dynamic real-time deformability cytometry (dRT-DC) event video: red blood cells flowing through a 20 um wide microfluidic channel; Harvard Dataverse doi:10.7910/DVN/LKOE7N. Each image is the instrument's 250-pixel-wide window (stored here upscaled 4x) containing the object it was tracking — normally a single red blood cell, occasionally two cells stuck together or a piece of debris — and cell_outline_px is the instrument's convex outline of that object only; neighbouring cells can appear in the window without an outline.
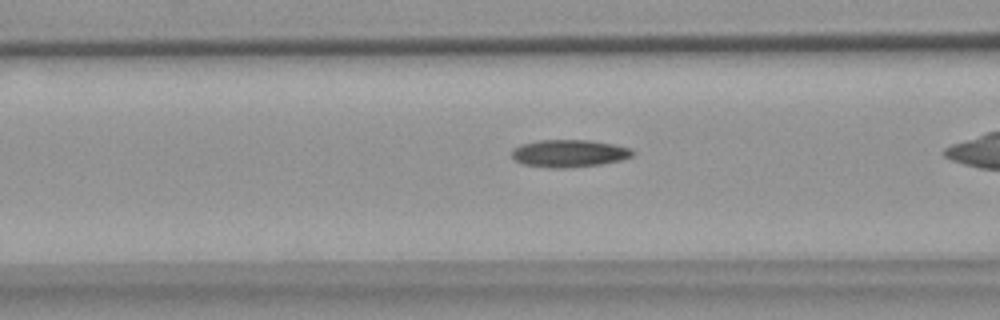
{"species": "common noctule bat (a hibernating species)", "species_latin": "Nyctalus noctula", "temperature_condition": "warm", "stored_images_in_passage": 39, "camera_frame_rate_fps": 3000, "um_per_image_px": 0.085, "animal": {"sex": "female", "body_mass_g": 18.4}, "frame": {"image": 1, "passage_image": 18, "time_ms": 5.667, "image_size_px": [1000, 320], "cell_outline_px": [[636, 152], [632, 156], [620, 160], [600, 164], [568, 168], [548, 168], [520, 164], [512, 156], [512, 148], [520, 144], [540, 140], [592, 140], [632, 148]], "centroid_in_image_um": [48.36, 13.04], "position_along_channel_um": 118.2, "area_um2": 19.54}}
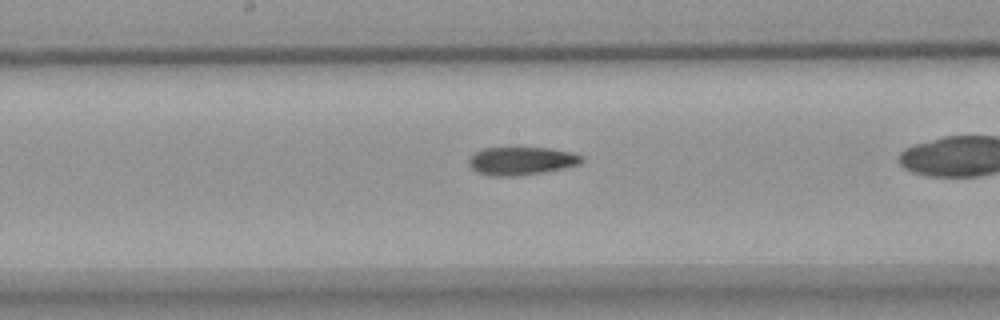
{"frame": {"image": 2, "passage_image": 25, "time_ms": 8.0, "image_size_px": [1000, 320], "cell_outline_px": [[584, 160], [580, 164], [564, 168], [544, 172], [520, 176], [488, 176], [476, 172], [468, 164], [468, 160], [476, 152], [484, 148], [516, 144], [548, 148], [572, 152], [584, 156]], "centroid_in_image_um": [44.31, 13.63], "position_along_channel_um": 203.9, "area_um2": 19.54}}
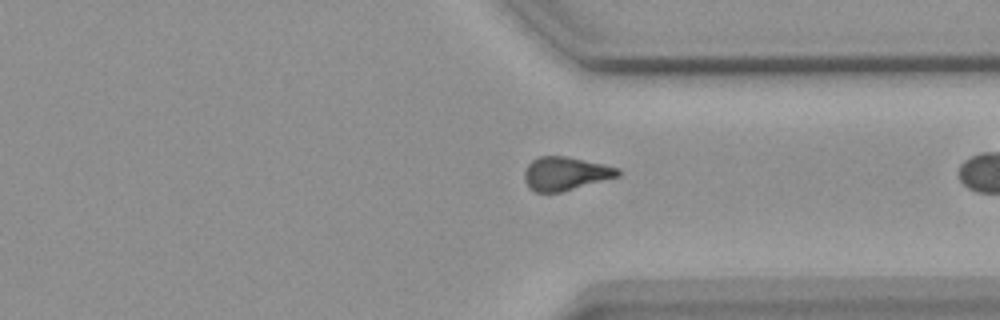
{"frame": {"image": 3, "passage_image": 38, "time_ms": 12.333, "image_size_px": [1000, 320], "cell_outline_px": [[620, 176], [560, 192], [536, 192], [528, 188], [524, 180], [524, 172], [528, 164], [532, 160], [540, 156], [564, 156], [604, 164], [620, 168]], "centroid_in_image_um": [48.05, 14.75], "position_along_channel_um": 363.4, "area_um2": 18.21}}